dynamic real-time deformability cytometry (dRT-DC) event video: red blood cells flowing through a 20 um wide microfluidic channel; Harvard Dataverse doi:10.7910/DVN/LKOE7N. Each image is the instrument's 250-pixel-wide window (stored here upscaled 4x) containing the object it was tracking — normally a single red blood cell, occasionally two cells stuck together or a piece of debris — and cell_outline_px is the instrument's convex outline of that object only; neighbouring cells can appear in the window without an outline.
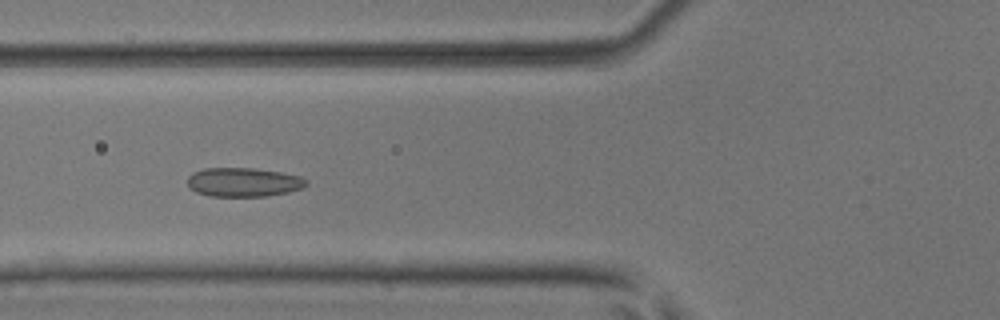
{"species": "common noctule bat (a hibernating species)", "species_latin": "Nyctalus noctula", "temperature_condition": "room temperature", "stored_images_in_passage": 51, "camera_frame_rate_fps": 3000, "um_per_image_px": 0.085, "animal": {"sex": "male", "body_mass_g": 17.9, "forearm_length_mm": 54.2}, "frame": {"image": 1, "passage_image": 20, "time_ms": 6.333, "image_size_px": [1000, 320], "cell_outline_px": [[308, 184], [304, 188], [288, 192], [268, 196], [208, 196], [196, 192], [188, 184], [188, 176], [192, 172], [204, 168], [252, 168], [280, 172], [300, 176], [308, 180]], "centroid_in_image_um": [20.72, 15.48], "position_along_channel_um": 105.1, "area_um2": 20.17}}
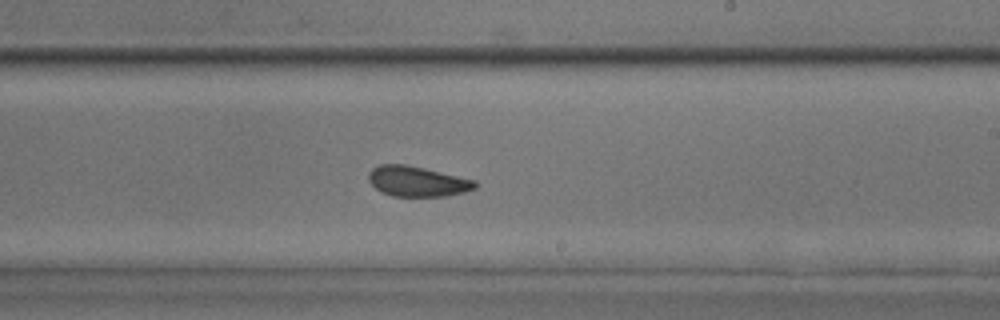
{"frame": {"image": 2, "passage_image": 31, "time_ms": 10.0, "image_size_px": [1000, 320], "cell_outline_px": [[476, 188], [464, 192], [448, 196], [392, 196], [376, 188], [368, 180], [368, 172], [372, 168], [380, 164], [404, 164], [424, 168], [476, 180]], "centroid_in_image_um": [35.47, 15.41], "position_along_channel_um": 253.5, "area_um2": 18.73}}
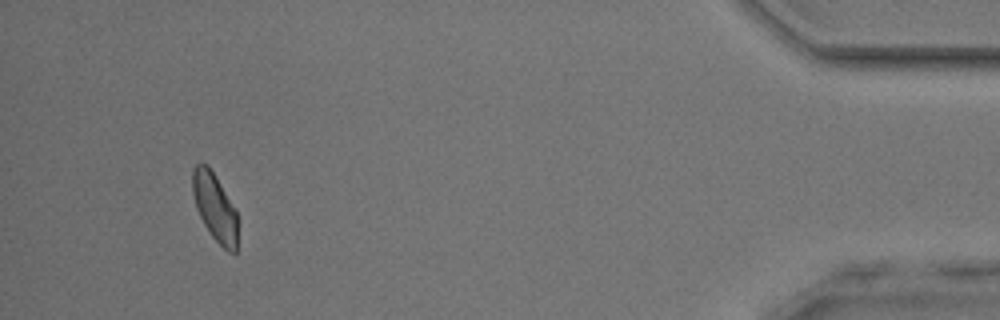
{"frame": {"image": 3, "passage_image": 48, "time_ms": 15.667, "image_size_px": [1000, 320], "cell_outline_px": [[236, 252], [228, 252], [212, 236], [204, 224], [196, 208], [192, 192], [192, 168], [200, 160], [208, 164], [236, 212]], "centroid_in_image_um": [18.2, 17.55], "position_along_channel_um": 417.0, "area_um2": 17.46}, "authors_computed_cell_mechanics": {"area_um2": 19.0162, "velocity_mm_per_s": 4.0604, "shape_relaxation_time_tau1_ms": null, "shape_relaxation_time_tau2_ms": 1.6735, "deformation_change_tau1": null, "deformation_change_tau2": 0.0743}}